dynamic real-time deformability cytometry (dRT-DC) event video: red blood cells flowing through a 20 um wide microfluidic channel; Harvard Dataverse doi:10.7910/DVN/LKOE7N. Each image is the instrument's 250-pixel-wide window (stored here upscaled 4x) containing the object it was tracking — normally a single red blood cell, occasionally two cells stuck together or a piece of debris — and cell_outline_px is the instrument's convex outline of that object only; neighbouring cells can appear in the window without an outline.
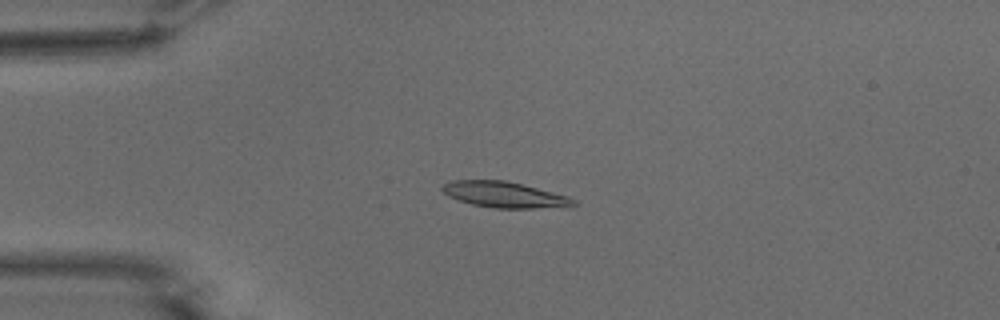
{"species": "common noctule bat (a hibernating species)", "species_latin": "Nyctalus noctula", "temperature_condition": "warm", "stored_images_in_passage": 53, "camera_frame_rate_fps": 3000, "um_per_image_px": 0.085, "animal": {"sex": "male", "body_mass_g": 15.6}, "frame": {"image": 1, "passage_image": 13, "time_ms": 4.0, "image_size_px": [1000, 320], "cell_outline_px": [[576, 204], [568, 208], [496, 208], [472, 204], [448, 196], [440, 188], [444, 184], [452, 180], [504, 180], [568, 196], [576, 200]], "centroid_in_image_um": [42.92, 16.56], "position_along_channel_um": 42.1, "area_um2": 19.71}}
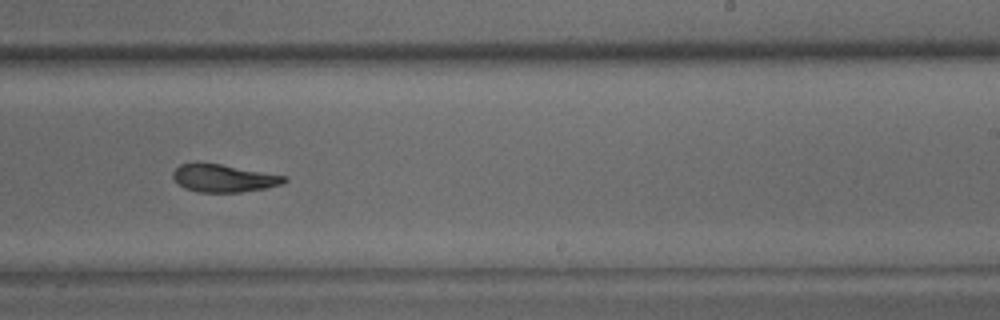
{"frame": {"image": 2, "passage_image": 33, "time_ms": 10.667, "image_size_px": [1000, 320], "cell_outline_px": [[288, 180], [284, 184], [264, 188], [240, 192], [200, 192], [184, 188], [172, 176], [172, 172], [180, 164], [196, 160], [220, 164], [288, 176]], "centroid_in_image_um": [19.0, 15.11], "position_along_channel_um": 270.0, "area_um2": 18.26}}
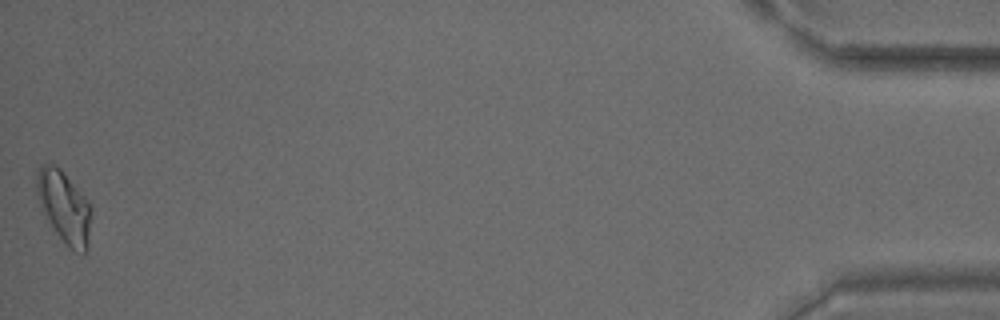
{"frame": {"image": 3, "passage_image": 53, "time_ms": 17.333, "image_size_px": [1000, 320], "cell_outline_px": [[92, 212], [88, 248], [84, 252], [72, 248], [64, 244], [40, 208], [36, 196], [36, 172], [40, 164], [56, 164], [64, 172], [92, 208]], "centroid_in_image_um": [5.42, 17.55], "position_along_channel_um": 429.8, "area_um2": 22.83}, "authors_computed_cell_mechanics": {"area_um2": 19.0162, "velocity_mm_per_s": 3.7856, "shape_relaxation_time_tau1_ms": 5.4144, "shape_relaxation_time_tau2_ms": 3.632, "deformation_change_tau1": 0.162, "deformation_change_tau2": 0.1113}}